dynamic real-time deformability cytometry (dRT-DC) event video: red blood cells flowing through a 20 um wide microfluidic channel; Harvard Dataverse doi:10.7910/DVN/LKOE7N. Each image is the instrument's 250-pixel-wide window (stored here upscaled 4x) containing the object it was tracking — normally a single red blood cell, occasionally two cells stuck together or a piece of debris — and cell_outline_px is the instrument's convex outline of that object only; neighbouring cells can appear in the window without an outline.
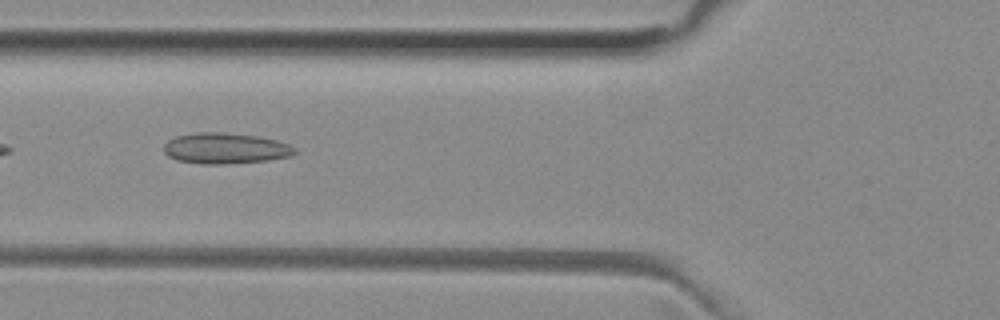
{"species": "common noctule bat (a hibernating species)", "species_latin": "Nyctalus noctula", "temperature_condition": "room temperature", "stored_images_in_passage": 8, "camera_frame_rate_fps": 3000, "um_per_image_px": 0.085, "animal": {"sex": "female", "body_mass_g": 29.2, "forearm_length_mm": 56.3}, "frame": {"image": 1, "passage_image": 6, "time_ms": 1.667, "image_size_px": [1000, 320], "cell_outline_px": [[296, 152], [288, 156], [268, 160], [228, 164], [200, 164], [176, 160], [168, 156], [164, 152], [164, 144], [168, 140], [176, 136], [196, 132], [220, 132], [256, 136], [276, 140], [288, 144], [296, 148]], "centroid_in_image_um": [19.11, 12.61], "position_along_channel_um": 106.7, "area_um2": 23.52}}
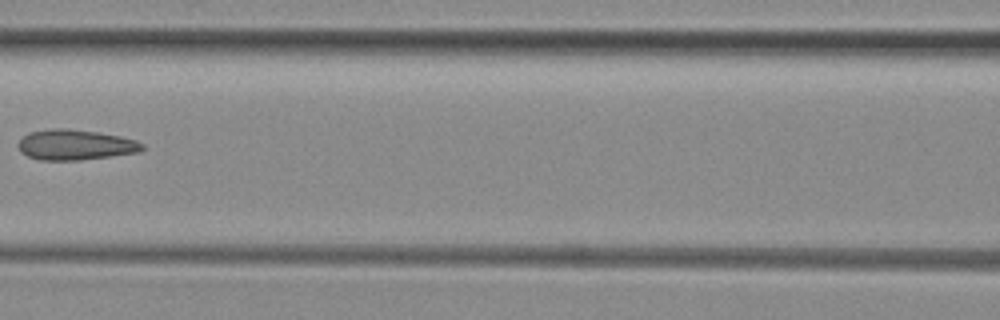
{"frame": {"image": 2, "passage_image": 7, "time_ms": 2.0, "image_size_px": [1000, 320], "cell_outline_px": [[144, 148], [140, 152], [80, 160], [40, 160], [28, 156], [20, 152], [16, 144], [28, 132], [52, 128], [68, 128], [96, 132], [120, 136], [136, 140], [144, 144]], "centroid_in_image_um": [6.38, 12.3], "position_along_channel_um": 160.2, "area_um2": 22.08}}
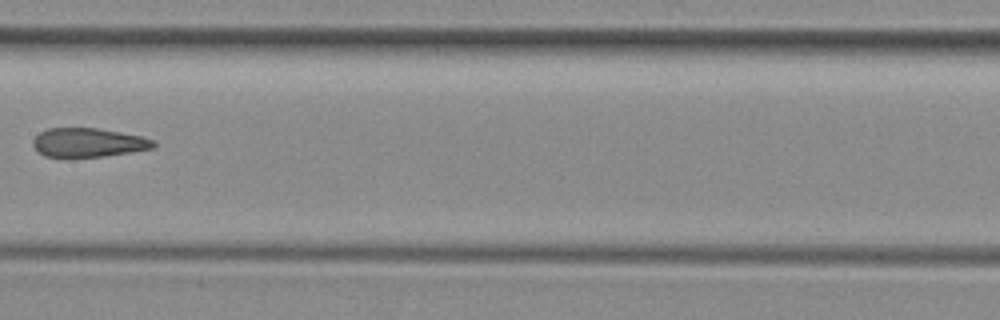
{"frame": {"image": 3, "passage_image": 8, "time_ms": 2.333, "image_size_px": [1000, 320], "cell_outline_px": [[156, 144], [152, 148], [104, 156], [44, 156], [32, 144], [32, 140], [40, 132], [48, 128], [96, 128], [120, 132], [140, 136], [152, 140]], "centroid_in_image_um": [7.47, 12.1], "position_along_channel_um": 199.9, "area_um2": 19.83}}